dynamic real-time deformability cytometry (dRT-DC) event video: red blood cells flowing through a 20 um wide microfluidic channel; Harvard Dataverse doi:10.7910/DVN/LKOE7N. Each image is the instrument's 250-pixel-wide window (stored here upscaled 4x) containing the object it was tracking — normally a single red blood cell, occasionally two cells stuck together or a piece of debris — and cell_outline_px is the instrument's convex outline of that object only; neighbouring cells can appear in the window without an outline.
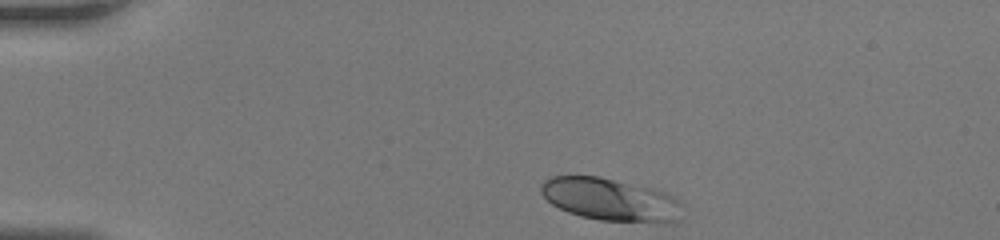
{"species": "human", "species_latin": "Homo sapiens", "temperature_condition": "room temperature", "stored_images_in_passage": 44, "camera_frame_rate_fps": 3000, "um_per_image_px": 0.085, "donor": {"sex": "female"}, "frame": {"image": 1, "passage_image": 1, "time_ms": 0.0, "image_size_px": [1000, 240], "cell_outline_px": [[684, 204], [680, 220], [600, 220], [580, 216], [568, 212], [552, 204], [540, 192], [540, 184], [544, 180], [552, 176], [600, 176], [652, 188], [668, 192], [680, 200]], "centroid_in_image_um": [51.88, 16.92], "position_along_channel_um": 33.1, "area_um2": 34.8}}
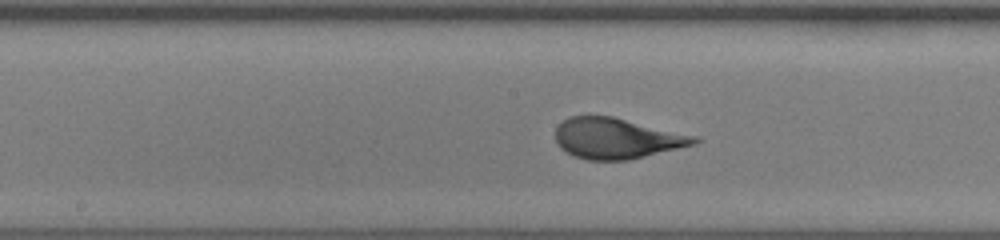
{"frame": {"image": 2, "passage_image": 19, "time_ms": 6.0, "image_size_px": [1000, 240], "cell_outline_px": [[704, 140], [696, 144], [628, 160], [588, 160], [572, 156], [560, 148], [556, 144], [556, 128], [564, 120], [572, 116], [612, 116], [700, 136]], "centroid_in_image_um": [52.47, 11.76], "position_along_channel_um": 195.7, "area_um2": 33.18}}
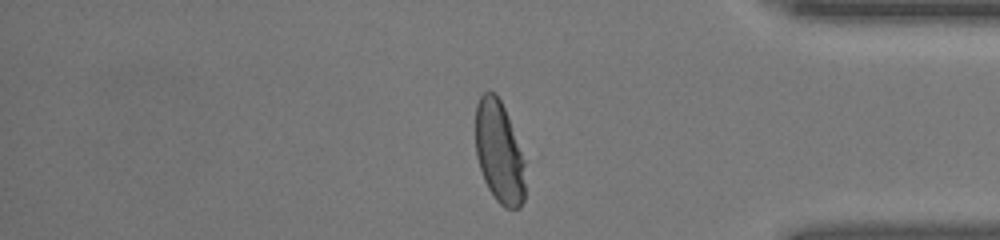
{"frame": {"image": 3, "passage_image": 36, "time_ms": 11.667, "image_size_px": [1000, 240], "cell_outline_px": [[524, 200], [520, 208], [504, 208], [496, 200], [488, 188], [484, 180], [476, 156], [476, 104], [480, 96], [484, 92], [496, 92], [504, 108], [520, 152], [524, 164]], "centroid_in_image_um": [42.4, 12.96], "position_along_channel_um": 392.8, "area_um2": 29.02}}